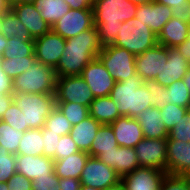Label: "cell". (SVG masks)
<instances>
[{
    "instance_id": "c3c4849f",
    "label": "cell",
    "mask_w": 190,
    "mask_h": 190,
    "mask_svg": "<svg viewBox=\"0 0 190 190\" xmlns=\"http://www.w3.org/2000/svg\"><path fill=\"white\" fill-rule=\"evenodd\" d=\"M9 190H32V181L20 173H15L7 182Z\"/></svg>"
},
{
    "instance_id": "cb8c5ba5",
    "label": "cell",
    "mask_w": 190,
    "mask_h": 190,
    "mask_svg": "<svg viewBox=\"0 0 190 190\" xmlns=\"http://www.w3.org/2000/svg\"><path fill=\"white\" fill-rule=\"evenodd\" d=\"M189 27L186 19L172 17L158 34V44L176 48L188 38Z\"/></svg>"
},
{
    "instance_id": "f907efd6",
    "label": "cell",
    "mask_w": 190,
    "mask_h": 190,
    "mask_svg": "<svg viewBox=\"0 0 190 190\" xmlns=\"http://www.w3.org/2000/svg\"><path fill=\"white\" fill-rule=\"evenodd\" d=\"M60 190H79L81 182L74 178H59Z\"/></svg>"
},
{
    "instance_id": "d6a6232c",
    "label": "cell",
    "mask_w": 190,
    "mask_h": 190,
    "mask_svg": "<svg viewBox=\"0 0 190 190\" xmlns=\"http://www.w3.org/2000/svg\"><path fill=\"white\" fill-rule=\"evenodd\" d=\"M44 127L49 129V133L63 136L69 134L72 129V124L67 120L62 111L55 106L50 112V115L46 118Z\"/></svg>"
},
{
    "instance_id": "be15d7a7",
    "label": "cell",
    "mask_w": 190,
    "mask_h": 190,
    "mask_svg": "<svg viewBox=\"0 0 190 190\" xmlns=\"http://www.w3.org/2000/svg\"><path fill=\"white\" fill-rule=\"evenodd\" d=\"M0 190H9L7 182L0 183Z\"/></svg>"
},
{
    "instance_id": "3957f363",
    "label": "cell",
    "mask_w": 190,
    "mask_h": 190,
    "mask_svg": "<svg viewBox=\"0 0 190 190\" xmlns=\"http://www.w3.org/2000/svg\"><path fill=\"white\" fill-rule=\"evenodd\" d=\"M121 116L135 118L144 109L152 106V97L143 85L138 73L129 79L116 82L109 94Z\"/></svg>"
},
{
    "instance_id": "60d3db41",
    "label": "cell",
    "mask_w": 190,
    "mask_h": 190,
    "mask_svg": "<svg viewBox=\"0 0 190 190\" xmlns=\"http://www.w3.org/2000/svg\"><path fill=\"white\" fill-rule=\"evenodd\" d=\"M143 85L149 91L152 100L151 105L153 107H157L162 109L166 104V94H168V90L166 87L162 86L155 79H146L143 80Z\"/></svg>"
},
{
    "instance_id": "6125c7cd",
    "label": "cell",
    "mask_w": 190,
    "mask_h": 190,
    "mask_svg": "<svg viewBox=\"0 0 190 190\" xmlns=\"http://www.w3.org/2000/svg\"><path fill=\"white\" fill-rule=\"evenodd\" d=\"M79 190H100V189L92 188V187L85 186V185H82V184H81Z\"/></svg>"
},
{
    "instance_id": "83f0119b",
    "label": "cell",
    "mask_w": 190,
    "mask_h": 190,
    "mask_svg": "<svg viewBox=\"0 0 190 190\" xmlns=\"http://www.w3.org/2000/svg\"><path fill=\"white\" fill-rule=\"evenodd\" d=\"M119 145L115 139L112 127L109 124H102L87 152L91 157H97L102 152L117 150Z\"/></svg>"
},
{
    "instance_id": "ffe728a7",
    "label": "cell",
    "mask_w": 190,
    "mask_h": 190,
    "mask_svg": "<svg viewBox=\"0 0 190 190\" xmlns=\"http://www.w3.org/2000/svg\"><path fill=\"white\" fill-rule=\"evenodd\" d=\"M109 125L119 146L135 148L144 138L142 128L135 118L121 116Z\"/></svg>"
},
{
    "instance_id": "f1b7e54d",
    "label": "cell",
    "mask_w": 190,
    "mask_h": 190,
    "mask_svg": "<svg viewBox=\"0 0 190 190\" xmlns=\"http://www.w3.org/2000/svg\"><path fill=\"white\" fill-rule=\"evenodd\" d=\"M34 6L51 27L70 10L65 0H36Z\"/></svg>"
},
{
    "instance_id": "91938a15",
    "label": "cell",
    "mask_w": 190,
    "mask_h": 190,
    "mask_svg": "<svg viewBox=\"0 0 190 190\" xmlns=\"http://www.w3.org/2000/svg\"><path fill=\"white\" fill-rule=\"evenodd\" d=\"M36 0H15L11 4H34Z\"/></svg>"
},
{
    "instance_id": "b9f144b4",
    "label": "cell",
    "mask_w": 190,
    "mask_h": 190,
    "mask_svg": "<svg viewBox=\"0 0 190 190\" xmlns=\"http://www.w3.org/2000/svg\"><path fill=\"white\" fill-rule=\"evenodd\" d=\"M76 142L72 139L71 135H63L60 137L55 152V160L63 159L73 153L79 152Z\"/></svg>"
},
{
    "instance_id": "7dc6e473",
    "label": "cell",
    "mask_w": 190,
    "mask_h": 190,
    "mask_svg": "<svg viewBox=\"0 0 190 190\" xmlns=\"http://www.w3.org/2000/svg\"><path fill=\"white\" fill-rule=\"evenodd\" d=\"M169 137L173 140L190 142V116L186 121L177 123L172 130L169 131Z\"/></svg>"
},
{
    "instance_id": "11a10c76",
    "label": "cell",
    "mask_w": 190,
    "mask_h": 190,
    "mask_svg": "<svg viewBox=\"0 0 190 190\" xmlns=\"http://www.w3.org/2000/svg\"><path fill=\"white\" fill-rule=\"evenodd\" d=\"M11 10V3L8 0H0V16Z\"/></svg>"
},
{
    "instance_id": "f546056e",
    "label": "cell",
    "mask_w": 190,
    "mask_h": 190,
    "mask_svg": "<svg viewBox=\"0 0 190 190\" xmlns=\"http://www.w3.org/2000/svg\"><path fill=\"white\" fill-rule=\"evenodd\" d=\"M1 21V34L5 37H17V39L21 38L22 42H34L28 29L21 23L18 16L12 10L2 15Z\"/></svg>"
},
{
    "instance_id": "4dcf8cb0",
    "label": "cell",
    "mask_w": 190,
    "mask_h": 190,
    "mask_svg": "<svg viewBox=\"0 0 190 190\" xmlns=\"http://www.w3.org/2000/svg\"><path fill=\"white\" fill-rule=\"evenodd\" d=\"M44 142L41 128H33L25 131L18 146L19 155H43Z\"/></svg>"
},
{
    "instance_id": "680465c9",
    "label": "cell",
    "mask_w": 190,
    "mask_h": 190,
    "mask_svg": "<svg viewBox=\"0 0 190 190\" xmlns=\"http://www.w3.org/2000/svg\"><path fill=\"white\" fill-rule=\"evenodd\" d=\"M105 190H126L124 184L120 181L118 184L108 187Z\"/></svg>"
},
{
    "instance_id": "f35d334b",
    "label": "cell",
    "mask_w": 190,
    "mask_h": 190,
    "mask_svg": "<svg viewBox=\"0 0 190 190\" xmlns=\"http://www.w3.org/2000/svg\"><path fill=\"white\" fill-rule=\"evenodd\" d=\"M16 172V155L0 146V183L8 182Z\"/></svg>"
},
{
    "instance_id": "db71d44e",
    "label": "cell",
    "mask_w": 190,
    "mask_h": 190,
    "mask_svg": "<svg viewBox=\"0 0 190 190\" xmlns=\"http://www.w3.org/2000/svg\"><path fill=\"white\" fill-rule=\"evenodd\" d=\"M178 51L184 56V58L190 62V39L187 38L182 44L176 47Z\"/></svg>"
},
{
    "instance_id": "9a60e30c",
    "label": "cell",
    "mask_w": 190,
    "mask_h": 190,
    "mask_svg": "<svg viewBox=\"0 0 190 190\" xmlns=\"http://www.w3.org/2000/svg\"><path fill=\"white\" fill-rule=\"evenodd\" d=\"M167 172L151 167H139L121 177L126 190H160Z\"/></svg>"
},
{
    "instance_id": "603a6c76",
    "label": "cell",
    "mask_w": 190,
    "mask_h": 190,
    "mask_svg": "<svg viewBox=\"0 0 190 190\" xmlns=\"http://www.w3.org/2000/svg\"><path fill=\"white\" fill-rule=\"evenodd\" d=\"M135 119L140 124L143 136L145 138H168L169 132L165 128V124L162 121L159 108L150 106L135 116Z\"/></svg>"
},
{
    "instance_id": "7c38bea8",
    "label": "cell",
    "mask_w": 190,
    "mask_h": 190,
    "mask_svg": "<svg viewBox=\"0 0 190 190\" xmlns=\"http://www.w3.org/2000/svg\"><path fill=\"white\" fill-rule=\"evenodd\" d=\"M66 40L52 29L44 35L34 39V54L36 60L55 68L62 56Z\"/></svg>"
},
{
    "instance_id": "2e32d148",
    "label": "cell",
    "mask_w": 190,
    "mask_h": 190,
    "mask_svg": "<svg viewBox=\"0 0 190 190\" xmlns=\"http://www.w3.org/2000/svg\"><path fill=\"white\" fill-rule=\"evenodd\" d=\"M167 173L190 174V142L167 138Z\"/></svg>"
},
{
    "instance_id": "94428289",
    "label": "cell",
    "mask_w": 190,
    "mask_h": 190,
    "mask_svg": "<svg viewBox=\"0 0 190 190\" xmlns=\"http://www.w3.org/2000/svg\"><path fill=\"white\" fill-rule=\"evenodd\" d=\"M130 1H132V2L135 3L137 6H139V5H143V4L150 3V2H152L153 0H130Z\"/></svg>"
},
{
    "instance_id": "a7ac6f4b",
    "label": "cell",
    "mask_w": 190,
    "mask_h": 190,
    "mask_svg": "<svg viewBox=\"0 0 190 190\" xmlns=\"http://www.w3.org/2000/svg\"><path fill=\"white\" fill-rule=\"evenodd\" d=\"M188 38L190 39V27H189V32H188Z\"/></svg>"
},
{
    "instance_id": "003e7915",
    "label": "cell",
    "mask_w": 190,
    "mask_h": 190,
    "mask_svg": "<svg viewBox=\"0 0 190 190\" xmlns=\"http://www.w3.org/2000/svg\"><path fill=\"white\" fill-rule=\"evenodd\" d=\"M1 25H2V21H1V16H0V33H1Z\"/></svg>"
},
{
    "instance_id": "9f6ffc18",
    "label": "cell",
    "mask_w": 190,
    "mask_h": 190,
    "mask_svg": "<svg viewBox=\"0 0 190 190\" xmlns=\"http://www.w3.org/2000/svg\"><path fill=\"white\" fill-rule=\"evenodd\" d=\"M6 47H7V37H5L0 33V56H2Z\"/></svg>"
},
{
    "instance_id": "6da1fadb",
    "label": "cell",
    "mask_w": 190,
    "mask_h": 190,
    "mask_svg": "<svg viewBox=\"0 0 190 190\" xmlns=\"http://www.w3.org/2000/svg\"><path fill=\"white\" fill-rule=\"evenodd\" d=\"M101 48L95 26L68 38L62 56L54 68L56 77L81 75L82 70L97 58Z\"/></svg>"
},
{
    "instance_id": "f6af8a7d",
    "label": "cell",
    "mask_w": 190,
    "mask_h": 190,
    "mask_svg": "<svg viewBox=\"0 0 190 190\" xmlns=\"http://www.w3.org/2000/svg\"><path fill=\"white\" fill-rule=\"evenodd\" d=\"M160 190H188L186 185V175H174L167 173Z\"/></svg>"
},
{
    "instance_id": "52a82bcc",
    "label": "cell",
    "mask_w": 190,
    "mask_h": 190,
    "mask_svg": "<svg viewBox=\"0 0 190 190\" xmlns=\"http://www.w3.org/2000/svg\"><path fill=\"white\" fill-rule=\"evenodd\" d=\"M135 57L127 49L115 45L102 47L97 56L116 82L129 79L136 73Z\"/></svg>"
},
{
    "instance_id": "9c48e42d",
    "label": "cell",
    "mask_w": 190,
    "mask_h": 190,
    "mask_svg": "<svg viewBox=\"0 0 190 190\" xmlns=\"http://www.w3.org/2000/svg\"><path fill=\"white\" fill-rule=\"evenodd\" d=\"M82 185L105 190L121 181V176L97 157L89 156L80 176Z\"/></svg>"
},
{
    "instance_id": "e575fe53",
    "label": "cell",
    "mask_w": 190,
    "mask_h": 190,
    "mask_svg": "<svg viewBox=\"0 0 190 190\" xmlns=\"http://www.w3.org/2000/svg\"><path fill=\"white\" fill-rule=\"evenodd\" d=\"M160 115L165 124V128L169 132L177 123L186 121L190 116V112L188 108L180 107L176 104H166L160 109Z\"/></svg>"
},
{
    "instance_id": "681fc988",
    "label": "cell",
    "mask_w": 190,
    "mask_h": 190,
    "mask_svg": "<svg viewBox=\"0 0 190 190\" xmlns=\"http://www.w3.org/2000/svg\"><path fill=\"white\" fill-rule=\"evenodd\" d=\"M0 94H14L13 80L8 77L0 66Z\"/></svg>"
},
{
    "instance_id": "ac0fdd59",
    "label": "cell",
    "mask_w": 190,
    "mask_h": 190,
    "mask_svg": "<svg viewBox=\"0 0 190 190\" xmlns=\"http://www.w3.org/2000/svg\"><path fill=\"white\" fill-rule=\"evenodd\" d=\"M16 171L31 181L49 176L54 171V160L43 155H16Z\"/></svg>"
},
{
    "instance_id": "8fae6325",
    "label": "cell",
    "mask_w": 190,
    "mask_h": 190,
    "mask_svg": "<svg viewBox=\"0 0 190 190\" xmlns=\"http://www.w3.org/2000/svg\"><path fill=\"white\" fill-rule=\"evenodd\" d=\"M134 149L141 167H151L167 172V138L144 137Z\"/></svg>"
},
{
    "instance_id": "03108f58",
    "label": "cell",
    "mask_w": 190,
    "mask_h": 190,
    "mask_svg": "<svg viewBox=\"0 0 190 190\" xmlns=\"http://www.w3.org/2000/svg\"><path fill=\"white\" fill-rule=\"evenodd\" d=\"M186 185L187 189L190 190V174L186 175Z\"/></svg>"
},
{
    "instance_id": "e7e4bbea",
    "label": "cell",
    "mask_w": 190,
    "mask_h": 190,
    "mask_svg": "<svg viewBox=\"0 0 190 190\" xmlns=\"http://www.w3.org/2000/svg\"><path fill=\"white\" fill-rule=\"evenodd\" d=\"M186 21L189 23L190 25V1L188 3V12H187V18H186Z\"/></svg>"
},
{
    "instance_id": "ee69618b",
    "label": "cell",
    "mask_w": 190,
    "mask_h": 190,
    "mask_svg": "<svg viewBox=\"0 0 190 190\" xmlns=\"http://www.w3.org/2000/svg\"><path fill=\"white\" fill-rule=\"evenodd\" d=\"M59 177L53 171L49 176H42L32 181V190H60Z\"/></svg>"
},
{
    "instance_id": "277c9868",
    "label": "cell",
    "mask_w": 190,
    "mask_h": 190,
    "mask_svg": "<svg viewBox=\"0 0 190 190\" xmlns=\"http://www.w3.org/2000/svg\"><path fill=\"white\" fill-rule=\"evenodd\" d=\"M54 68L35 61L25 72L13 79L14 93L55 94Z\"/></svg>"
},
{
    "instance_id": "d590c367",
    "label": "cell",
    "mask_w": 190,
    "mask_h": 190,
    "mask_svg": "<svg viewBox=\"0 0 190 190\" xmlns=\"http://www.w3.org/2000/svg\"><path fill=\"white\" fill-rule=\"evenodd\" d=\"M24 132L10 126L8 123L0 120V146L5 147L14 155H17L20 139Z\"/></svg>"
},
{
    "instance_id": "74e56055",
    "label": "cell",
    "mask_w": 190,
    "mask_h": 190,
    "mask_svg": "<svg viewBox=\"0 0 190 190\" xmlns=\"http://www.w3.org/2000/svg\"><path fill=\"white\" fill-rule=\"evenodd\" d=\"M56 106L66 116L72 126L89 116V107L75 102H56Z\"/></svg>"
},
{
    "instance_id": "30bf717a",
    "label": "cell",
    "mask_w": 190,
    "mask_h": 190,
    "mask_svg": "<svg viewBox=\"0 0 190 190\" xmlns=\"http://www.w3.org/2000/svg\"><path fill=\"white\" fill-rule=\"evenodd\" d=\"M93 27V9H70L51 27V29L67 40Z\"/></svg>"
},
{
    "instance_id": "f5cc1de1",
    "label": "cell",
    "mask_w": 190,
    "mask_h": 190,
    "mask_svg": "<svg viewBox=\"0 0 190 190\" xmlns=\"http://www.w3.org/2000/svg\"><path fill=\"white\" fill-rule=\"evenodd\" d=\"M12 102L13 94H0V120Z\"/></svg>"
},
{
    "instance_id": "4316f807",
    "label": "cell",
    "mask_w": 190,
    "mask_h": 190,
    "mask_svg": "<svg viewBox=\"0 0 190 190\" xmlns=\"http://www.w3.org/2000/svg\"><path fill=\"white\" fill-rule=\"evenodd\" d=\"M89 116L101 124H111L121 117L110 96L94 98L89 106Z\"/></svg>"
},
{
    "instance_id": "ab89813d",
    "label": "cell",
    "mask_w": 190,
    "mask_h": 190,
    "mask_svg": "<svg viewBox=\"0 0 190 190\" xmlns=\"http://www.w3.org/2000/svg\"><path fill=\"white\" fill-rule=\"evenodd\" d=\"M1 120L21 132H25L30 129L28 125L25 124V118L22 109L19 108L14 102H12L7 108Z\"/></svg>"
},
{
    "instance_id": "7402d4cb",
    "label": "cell",
    "mask_w": 190,
    "mask_h": 190,
    "mask_svg": "<svg viewBox=\"0 0 190 190\" xmlns=\"http://www.w3.org/2000/svg\"><path fill=\"white\" fill-rule=\"evenodd\" d=\"M190 67L184 56L176 48H168V58L162 72L156 75L155 80L162 86L167 87L174 81L182 80Z\"/></svg>"
},
{
    "instance_id": "6f0895ef",
    "label": "cell",
    "mask_w": 190,
    "mask_h": 190,
    "mask_svg": "<svg viewBox=\"0 0 190 190\" xmlns=\"http://www.w3.org/2000/svg\"><path fill=\"white\" fill-rule=\"evenodd\" d=\"M184 84L187 86L188 90L190 91V67L188 68L187 72L182 78Z\"/></svg>"
},
{
    "instance_id": "d6986e66",
    "label": "cell",
    "mask_w": 190,
    "mask_h": 190,
    "mask_svg": "<svg viewBox=\"0 0 190 190\" xmlns=\"http://www.w3.org/2000/svg\"><path fill=\"white\" fill-rule=\"evenodd\" d=\"M97 158L114 169L121 177L140 167L134 148L119 146L117 150L102 152Z\"/></svg>"
},
{
    "instance_id": "5b68a950",
    "label": "cell",
    "mask_w": 190,
    "mask_h": 190,
    "mask_svg": "<svg viewBox=\"0 0 190 190\" xmlns=\"http://www.w3.org/2000/svg\"><path fill=\"white\" fill-rule=\"evenodd\" d=\"M158 44V36L136 17L122 22L117 39L113 45L125 48L134 56Z\"/></svg>"
},
{
    "instance_id": "4fadbf2b",
    "label": "cell",
    "mask_w": 190,
    "mask_h": 190,
    "mask_svg": "<svg viewBox=\"0 0 190 190\" xmlns=\"http://www.w3.org/2000/svg\"><path fill=\"white\" fill-rule=\"evenodd\" d=\"M81 77L88 84L94 98L109 96L116 83L98 58L93 59L82 70Z\"/></svg>"
},
{
    "instance_id": "816d5d0a",
    "label": "cell",
    "mask_w": 190,
    "mask_h": 190,
    "mask_svg": "<svg viewBox=\"0 0 190 190\" xmlns=\"http://www.w3.org/2000/svg\"><path fill=\"white\" fill-rule=\"evenodd\" d=\"M70 9H93V0H65Z\"/></svg>"
},
{
    "instance_id": "836d02e7",
    "label": "cell",
    "mask_w": 190,
    "mask_h": 190,
    "mask_svg": "<svg viewBox=\"0 0 190 190\" xmlns=\"http://www.w3.org/2000/svg\"><path fill=\"white\" fill-rule=\"evenodd\" d=\"M166 88L168 90V94H166L167 104H176L190 109V91L183 80L174 81Z\"/></svg>"
},
{
    "instance_id": "8d00e7d4",
    "label": "cell",
    "mask_w": 190,
    "mask_h": 190,
    "mask_svg": "<svg viewBox=\"0 0 190 190\" xmlns=\"http://www.w3.org/2000/svg\"><path fill=\"white\" fill-rule=\"evenodd\" d=\"M36 61L35 56L9 58L1 60V68L12 80L26 71Z\"/></svg>"
},
{
    "instance_id": "7a4b0ae2",
    "label": "cell",
    "mask_w": 190,
    "mask_h": 190,
    "mask_svg": "<svg viewBox=\"0 0 190 190\" xmlns=\"http://www.w3.org/2000/svg\"><path fill=\"white\" fill-rule=\"evenodd\" d=\"M137 7L130 0H93L94 26L101 47L115 43L122 22L134 18Z\"/></svg>"
},
{
    "instance_id": "484cf974",
    "label": "cell",
    "mask_w": 190,
    "mask_h": 190,
    "mask_svg": "<svg viewBox=\"0 0 190 190\" xmlns=\"http://www.w3.org/2000/svg\"><path fill=\"white\" fill-rule=\"evenodd\" d=\"M102 124L96 121L93 117L88 116L78 124L72 126L69 134L76 142L80 151L88 152L92 142Z\"/></svg>"
},
{
    "instance_id": "e0dca14e",
    "label": "cell",
    "mask_w": 190,
    "mask_h": 190,
    "mask_svg": "<svg viewBox=\"0 0 190 190\" xmlns=\"http://www.w3.org/2000/svg\"><path fill=\"white\" fill-rule=\"evenodd\" d=\"M135 17L158 36L164 25L173 17L172 8L153 0L150 3L139 5Z\"/></svg>"
},
{
    "instance_id": "44dd1931",
    "label": "cell",
    "mask_w": 190,
    "mask_h": 190,
    "mask_svg": "<svg viewBox=\"0 0 190 190\" xmlns=\"http://www.w3.org/2000/svg\"><path fill=\"white\" fill-rule=\"evenodd\" d=\"M11 10L28 29L33 39L51 30V26L43 20L41 13L35 8L34 4H11Z\"/></svg>"
},
{
    "instance_id": "ba28073f",
    "label": "cell",
    "mask_w": 190,
    "mask_h": 190,
    "mask_svg": "<svg viewBox=\"0 0 190 190\" xmlns=\"http://www.w3.org/2000/svg\"><path fill=\"white\" fill-rule=\"evenodd\" d=\"M93 100L92 91L81 75L56 78L55 102H75L89 107Z\"/></svg>"
},
{
    "instance_id": "8992f818",
    "label": "cell",
    "mask_w": 190,
    "mask_h": 190,
    "mask_svg": "<svg viewBox=\"0 0 190 190\" xmlns=\"http://www.w3.org/2000/svg\"><path fill=\"white\" fill-rule=\"evenodd\" d=\"M13 102L22 109L25 124L30 129L42 128L46 118L56 106L55 94L14 93Z\"/></svg>"
},
{
    "instance_id": "d4e9b609",
    "label": "cell",
    "mask_w": 190,
    "mask_h": 190,
    "mask_svg": "<svg viewBox=\"0 0 190 190\" xmlns=\"http://www.w3.org/2000/svg\"><path fill=\"white\" fill-rule=\"evenodd\" d=\"M89 157L85 151L73 153L63 159L54 161V172L59 178L80 179L82 170Z\"/></svg>"
},
{
    "instance_id": "7bdbcfd3",
    "label": "cell",
    "mask_w": 190,
    "mask_h": 190,
    "mask_svg": "<svg viewBox=\"0 0 190 190\" xmlns=\"http://www.w3.org/2000/svg\"><path fill=\"white\" fill-rule=\"evenodd\" d=\"M41 132L44 142L43 156L54 159L56 147L61 136L58 134L49 133V129L45 128L44 126L41 128Z\"/></svg>"
},
{
    "instance_id": "5bb4252c",
    "label": "cell",
    "mask_w": 190,
    "mask_h": 190,
    "mask_svg": "<svg viewBox=\"0 0 190 190\" xmlns=\"http://www.w3.org/2000/svg\"><path fill=\"white\" fill-rule=\"evenodd\" d=\"M168 58V48L157 44L135 57V69L142 80L155 79L162 72Z\"/></svg>"
},
{
    "instance_id": "1f68e13d",
    "label": "cell",
    "mask_w": 190,
    "mask_h": 190,
    "mask_svg": "<svg viewBox=\"0 0 190 190\" xmlns=\"http://www.w3.org/2000/svg\"><path fill=\"white\" fill-rule=\"evenodd\" d=\"M26 56H35L34 42H22L21 38H7V47L2 54V59L22 58Z\"/></svg>"
},
{
    "instance_id": "bcb514c9",
    "label": "cell",
    "mask_w": 190,
    "mask_h": 190,
    "mask_svg": "<svg viewBox=\"0 0 190 190\" xmlns=\"http://www.w3.org/2000/svg\"><path fill=\"white\" fill-rule=\"evenodd\" d=\"M154 1L172 8L173 17L181 19L187 18L188 3L190 0H154Z\"/></svg>"
}]
</instances>
